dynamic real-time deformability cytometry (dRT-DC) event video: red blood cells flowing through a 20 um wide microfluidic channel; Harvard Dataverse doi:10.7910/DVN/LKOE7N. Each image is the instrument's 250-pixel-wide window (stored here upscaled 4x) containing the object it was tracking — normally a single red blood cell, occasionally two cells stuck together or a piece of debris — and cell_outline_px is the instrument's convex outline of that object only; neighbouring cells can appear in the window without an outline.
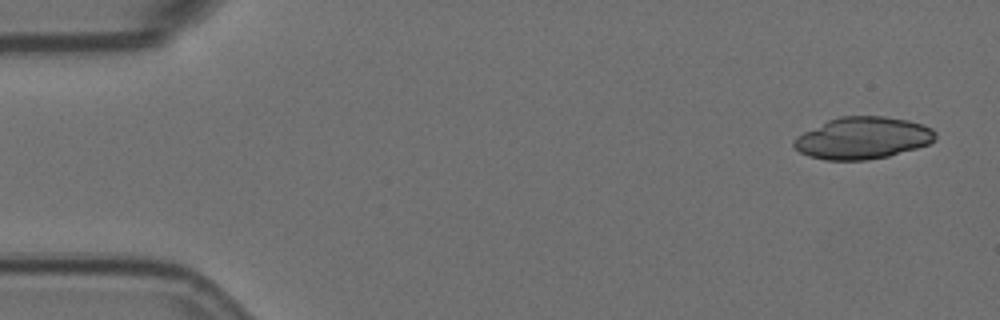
{"species": "Egyptian fruit bat (a non-hibernating species)", "species_latin": "Rousettus aegyptiacus", "temperature_condition": "room temperature", "stored_images_in_passage": 6, "camera_frame_rate_fps": 3000, "um_per_image_px": 0.085, "animal": {"sex": "female"}, "frame": {"image": 1, "passage_image": 1, "time_ms": 0.0, "image_size_px": [1000, 320], "cell_outline_px": [[936, 140], [928, 144], [916, 148], [888, 156], [864, 160], [828, 160], [808, 156], [800, 152], [792, 144], [792, 140], [796, 136], [828, 120], [840, 116], [884, 116], [908, 120], [924, 124], [932, 128], [936, 132]], "centroid_in_image_um": [73.34, 11.72], "position_along_channel_um": 11.7, "area_um2": 34.62}}